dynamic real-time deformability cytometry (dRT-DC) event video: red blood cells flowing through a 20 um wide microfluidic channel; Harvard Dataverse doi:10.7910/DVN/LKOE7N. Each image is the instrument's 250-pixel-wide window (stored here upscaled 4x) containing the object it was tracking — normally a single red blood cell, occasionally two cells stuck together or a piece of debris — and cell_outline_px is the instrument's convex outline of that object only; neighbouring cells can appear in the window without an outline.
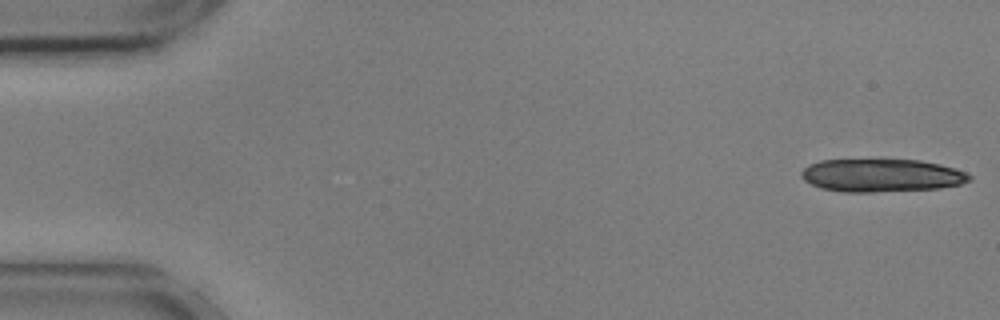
{"species": "common noctule bat (a hibernating species)", "species_latin": "Nyctalus noctula", "temperature_condition": "cold", "stored_images_in_passage": 4, "camera_frame_rate_fps": 3000, "um_per_image_px": 0.085, "animal": {"sex": "male", "body_mass_g": 17.9, "forearm_length_mm": 54.2}, "frame": {"image": 1, "passage_image": 1, "time_ms": 0.0, "image_size_px": [1000, 320], "cell_outline_px": [[972, 180], [960, 184], [940, 188], [872, 192], [844, 192], [820, 188], [804, 180], [800, 176], [800, 172], [808, 164], [820, 160], [920, 160], [940, 164], [956, 168], [972, 176]], "centroid_in_image_um": [74.92, 14.91], "position_along_channel_um": 10.1, "area_um2": 32.37}}